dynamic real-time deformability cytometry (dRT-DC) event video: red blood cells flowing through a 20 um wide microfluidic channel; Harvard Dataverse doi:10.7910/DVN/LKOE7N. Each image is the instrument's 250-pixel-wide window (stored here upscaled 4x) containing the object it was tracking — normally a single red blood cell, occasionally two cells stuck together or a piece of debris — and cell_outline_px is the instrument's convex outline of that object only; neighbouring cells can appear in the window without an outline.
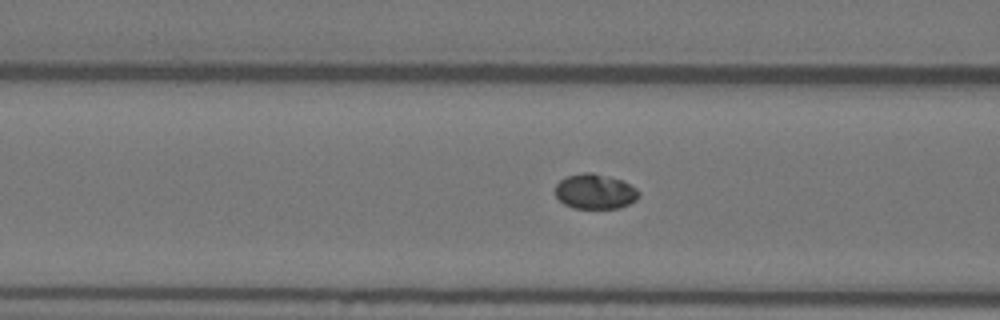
{"species": "Egyptian fruit bat (a non-hibernating species)", "species_latin": "Rousettus aegyptiacus", "temperature_condition": "warm", "stored_images_in_passage": 56, "camera_frame_rate_fps": 3000, "um_per_image_px": 0.085, "animal": {"sex": "female"}, "frame": {"image": 1, "passage_image": 22, "time_ms": 7.0, "image_size_px": [1000, 320], "cell_outline_px": [[640, 196], [636, 200], [620, 208], [572, 208], [564, 204], [556, 196], [556, 184], [560, 180], [568, 176], [584, 172], [592, 172], [608, 176], [620, 180], [636, 188], [640, 192]], "centroid_in_image_um": [50.58, 16.28], "position_along_channel_um": 116.0, "area_um2": 16.99}}
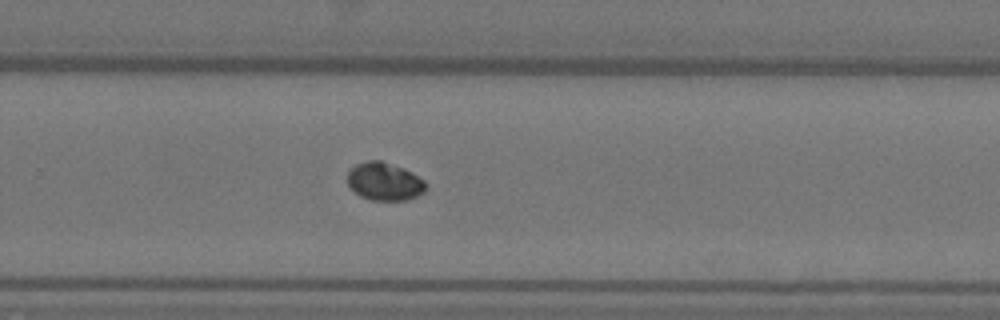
{"frame": {"image": 2, "passage_image": 37, "time_ms": 12.0, "image_size_px": [1000, 320], "cell_outline_px": [[428, 188], [424, 192], [408, 200], [372, 200], [360, 196], [348, 184], [348, 172], [356, 164], [368, 160], [380, 160], [404, 168], [412, 172], [424, 180]], "centroid_in_image_um": [32.71, 15.42], "position_along_channel_um": 297.1, "area_um2": 17.34}}
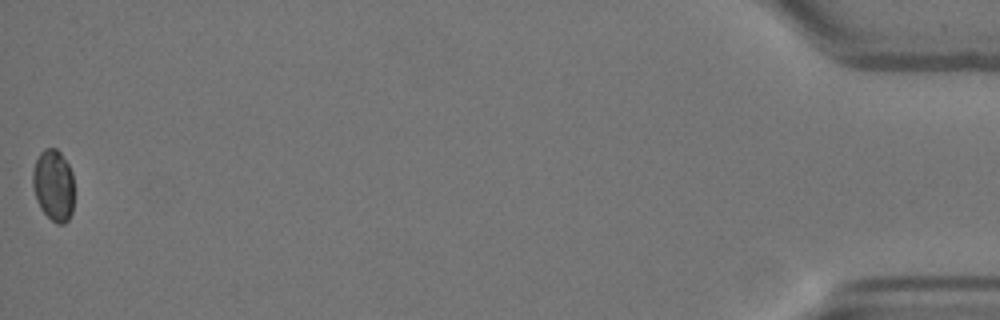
{"frame": {"image": 3, "passage_image": 56, "time_ms": 18.333, "image_size_px": [1000, 320], "cell_outline_px": [[72, 212], [68, 220], [64, 224], [56, 224], [40, 208], [36, 200], [32, 184], [32, 172], [36, 160], [40, 152], [44, 148], [56, 148], [60, 152], [68, 164], [72, 172]], "centroid_in_image_um": [4.52, 15.74], "position_along_channel_um": 430.7, "area_um2": 17.22}}